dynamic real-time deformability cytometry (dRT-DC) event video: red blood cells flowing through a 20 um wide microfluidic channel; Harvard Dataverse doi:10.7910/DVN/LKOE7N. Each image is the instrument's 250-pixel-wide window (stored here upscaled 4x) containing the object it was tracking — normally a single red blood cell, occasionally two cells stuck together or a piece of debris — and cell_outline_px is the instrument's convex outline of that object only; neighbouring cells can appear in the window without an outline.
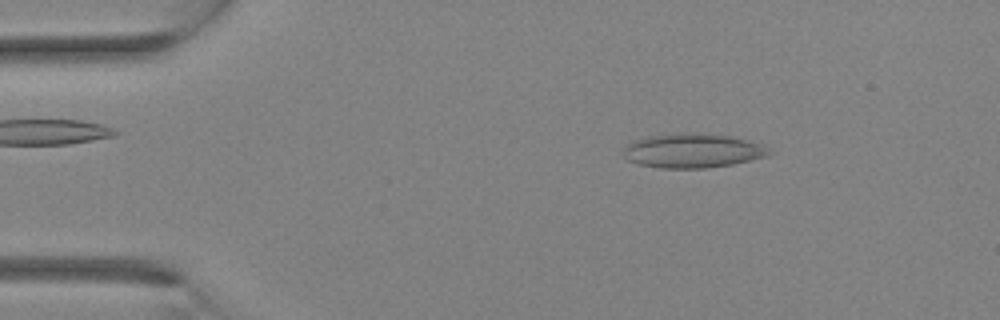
{"species": "Egyptian fruit bat (a non-hibernating species)", "species_latin": "Rousettus aegyptiacus", "temperature_condition": "room temperature", "stored_images_in_passage": 20, "camera_frame_rate_fps": 3000, "um_per_image_px": 0.085, "animal": {"sex": "female"}, "frame": {"image": 1, "passage_image": 2, "time_ms": 0.333, "image_size_px": [1000, 320], "cell_outline_px": [[772, 152], [768, 156], [732, 164], [704, 168], [660, 168], [640, 164], [628, 160], [624, 156], [624, 144], [632, 140], [648, 136], [680, 132], [684, 132], [732, 136], [764, 144]], "centroid_in_image_um": [58.87, 12.8], "position_along_channel_um": 26.1, "area_um2": 29.3}}
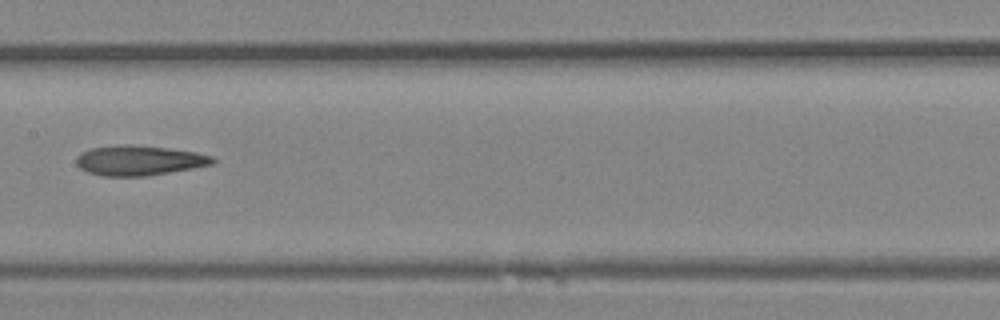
{"frame": {"image": 2, "passage_image": 13, "time_ms": 4.0, "image_size_px": [1000, 320], "cell_outline_px": [[216, 160], [212, 164], [192, 168], [144, 176], [104, 176], [88, 172], [80, 168], [76, 164], [76, 156], [80, 152], [92, 148], [128, 144], [132, 144], [168, 148], [196, 152], [212, 156]], "centroid_in_image_um": [11.8, 13.63], "position_along_channel_um": 195.6, "area_um2": 23.64}}
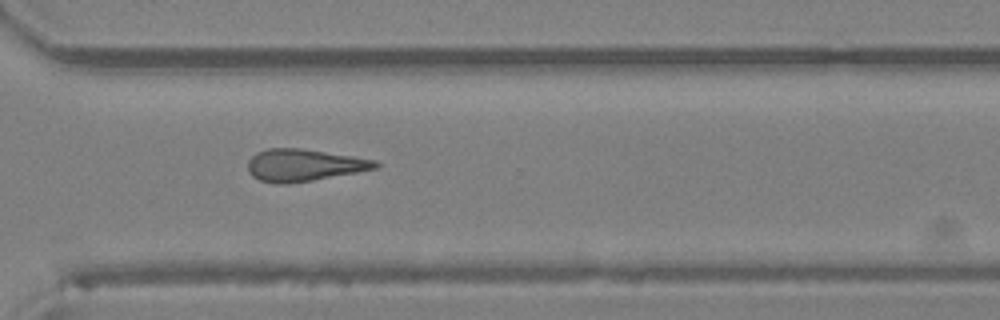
{"frame": {"image": 3, "passage_image": 20, "time_ms": 6.333, "image_size_px": [1000, 320], "cell_outline_px": [[380, 168], [312, 180], [288, 184], [276, 184], [260, 180], [252, 176], [248, 172], [248, 160], [256, 152], [268, 148], [300, 148], [352, 156], [376, 160], [380, 164]], "centroid_in_image_um": [25.82, 14.04], "position_along_channel_um": 344.8, "area_um2": 23.93}}